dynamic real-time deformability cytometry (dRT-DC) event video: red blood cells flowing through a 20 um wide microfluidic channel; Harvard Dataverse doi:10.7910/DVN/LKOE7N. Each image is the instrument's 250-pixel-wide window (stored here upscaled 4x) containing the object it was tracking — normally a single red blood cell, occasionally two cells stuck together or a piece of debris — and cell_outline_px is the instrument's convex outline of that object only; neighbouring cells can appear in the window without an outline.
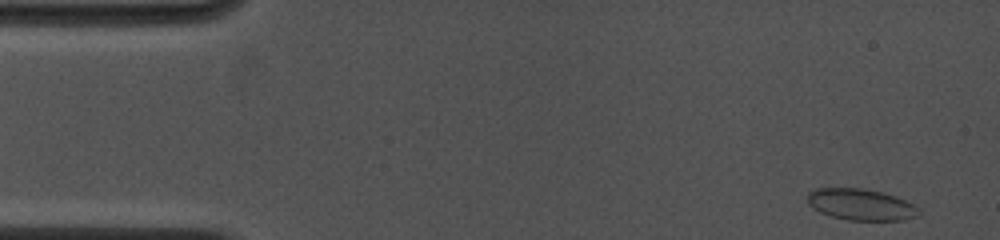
{"species": "common noctule bat (a hibernating species)", "species_latin": "Nyctalus noctula", "temperature_condition": "cold", "stored_images_in_passage": 67, "camera_frame_rate_fps": 4500, "um_per_image_px": 0.085, "animal": {"sex": "female", "body_mass_g": 19.0, "forearm_length_mm": 53.3}, "frame": {"image": 1, "passage_image": 1, "time_ms": 0.0, "image_size_px": [1000, 240], "cell_outline_px": [[920, 216], [904, 220], [848, 220], [832, 216], [820, 212], [812, 208], [808, 204], [808, 192], [816, 188], [864, 188], [896, 196], [920, 208]], "centroid_in_image_um": [73.19, 17.39], "position_along_channel_um": 11.8, "area_um2": 20.46}}
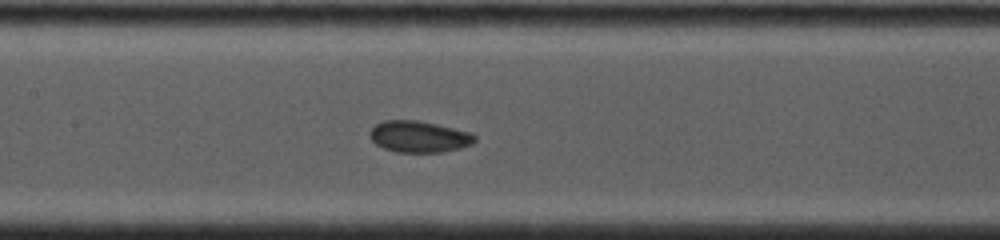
{"frame": {"image": 2, "passage_image": 31, "time_ms": 6.667, "image_size_px": [1000, 240], "cell_outline_px": [[476, 140], [472, 144], [460, 148], [444, 152], [396, 152], [384, 148], [376, 144], [368, 136], [368, 132], [376, 124], [384, 120], [416, 120], [436, 124], [468, 132], [476, 136]], "centroid_in_image_um": [35.58, 11.62], "position_along_channel_um": 171.8, "area_um2": 19.19}}
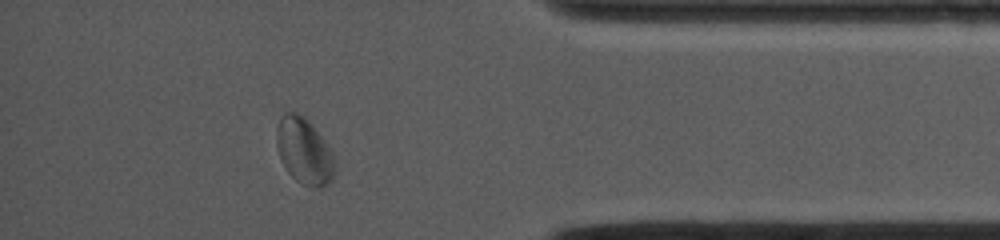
{"frame": {"image": 3, "passage_image": 59, "time_ms": 12.889, "image_size_px": [1000, 240], "cell_outline_px": [[336, 164], [332, 180], [328, 184], [320, 188], [312, 188], [300, 184], [288, 172], [280, 156], [276, 144], [276, 128], [280, 116], [284, 112], [296, 112], [304, 116], [324, 140], [332, 152]], "centroid_in_image_um": [25.86, 12.85], "position_along_channel_um": 409.3, "area_um2": 22.6}, "authors_computed_cell_mechanics": {"area_um2": 19.4786, "velocity_mm_per_s": 4.0482, "shape_relaxation_time_tau1_ms": 6.4318, "shape_relaxation_time_tau2_ms": 0.8827, "deformation_change_tau1": 0.1085, "deformation_change_tau2": 0.0373}}